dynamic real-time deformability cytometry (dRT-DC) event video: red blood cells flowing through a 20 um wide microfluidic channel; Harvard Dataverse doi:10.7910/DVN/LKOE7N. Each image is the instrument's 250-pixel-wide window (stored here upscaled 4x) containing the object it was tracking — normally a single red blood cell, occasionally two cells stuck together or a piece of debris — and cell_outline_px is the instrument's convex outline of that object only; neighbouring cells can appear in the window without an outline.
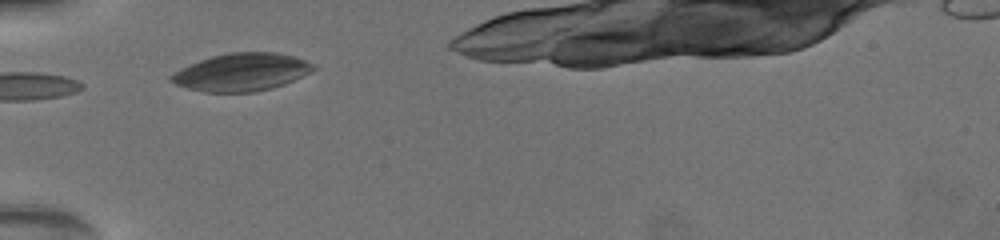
{"species": "common noctule bat (a hibernating species)", "species_latin": "Nyctalus noctula", "temperature_condition": "warm", "stored_images_in_passage": 5, "camera_frame_rate_fps": 3000, "um_per_image_px": 0.085, "animal": {"sex": "female", "body_mass_g": 19.5, "forearm_length_mm": 54.1}, "frame": {"image": 1, "passage_image": 1, "time_ms": 0.0, "image_size_px": [1000, 240], "cell_outline_px": [[316, 68], [312, 72], [284, 84], [272, 88], [256, 92], [204, 92], [188, 88], [176, 84], [168, 80], [168, 76], [172, 72], [180, 68], [200, 60], [212, 56], [228, 52], [280, 52], [304, 60], [312, 64]], "centroid_in_image_um": [20.5, 6.13], "position_along_channel_um": 64.5, "area_um2": 31.39}}